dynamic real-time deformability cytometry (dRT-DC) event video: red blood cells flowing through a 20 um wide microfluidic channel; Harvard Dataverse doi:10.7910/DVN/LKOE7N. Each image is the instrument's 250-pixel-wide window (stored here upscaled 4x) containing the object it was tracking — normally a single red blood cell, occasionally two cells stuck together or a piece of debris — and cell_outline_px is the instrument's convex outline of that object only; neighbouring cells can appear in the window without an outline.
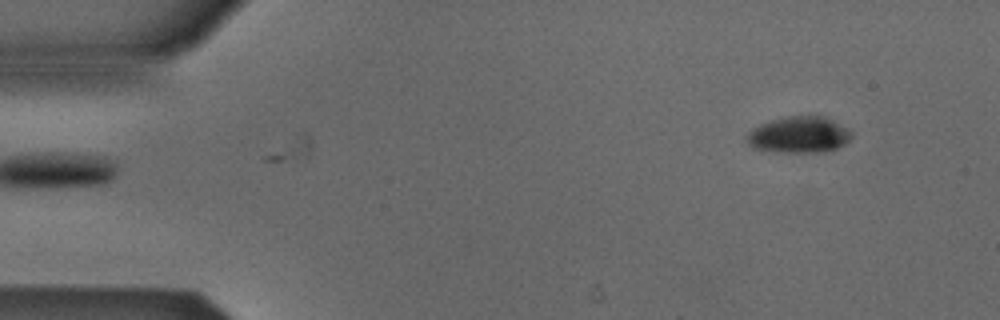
{"species": "Egyptian fruit bat (a non-hibernating species)", "species_latin": "Rousettus aegyptiacus", "temperature_condition": "cold", "stored_images_in_passage": 2, "camera_frame_rate_fps": 3000, "um_per_image_px": 0.085, "animal": {"sex": "male"}, "frame": {"image": 1, "passage_image": 2, "time_ms": 0.333, "image_size_px": [1000, 320], "cell_outline_px": [[852, 136], [844, 144], [836, 148], [824, 152], [784, 152], [756, 148], [748, 144], [744, 140], [748, 132], [752, 128], [768, 120], [784, 116], [808, 112], [828, 116], [848, 128], [852, 132]], "centroid_in_image_um": [67.93, 11.38], "position_along_channel_um": 17.1, "area_um2": 23.06}}